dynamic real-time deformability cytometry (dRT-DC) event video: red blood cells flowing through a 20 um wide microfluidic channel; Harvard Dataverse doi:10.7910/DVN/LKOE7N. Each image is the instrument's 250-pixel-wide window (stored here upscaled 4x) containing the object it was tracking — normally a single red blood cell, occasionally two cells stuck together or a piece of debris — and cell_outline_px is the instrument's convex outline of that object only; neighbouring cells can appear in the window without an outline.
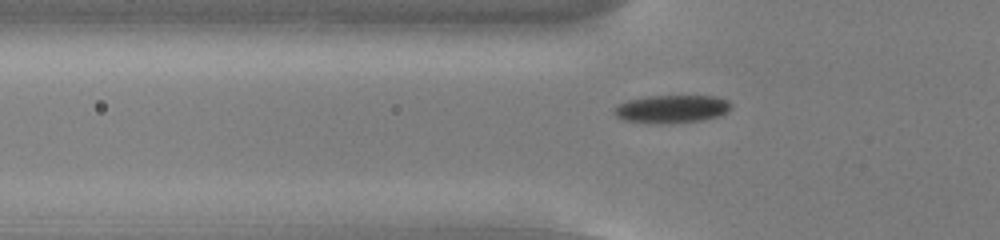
{"species": "common noctule bat (a hibernating species)", "species_latin": "Nyctalus noctula", "temperature_condition": "cold", "stored_images_in_passage": 43, "camera_frame_rate_fps": 3000, "um_per_image_px": 0.085, "animal": {"sex": "male", "body_mass_g": 13.0, "forearm_length_mm": 53.1}, "frame": {"image": 1, "passage_image": 7, "time_ms": 2.0, "image_size_px": [1000, 240], "cell_outline_px": [[732, 108], [728, 112], [720, 116], [700, 120], [660, 124], [656, 124], [624, 120], [616, 116], [612, 112], [620, 104], [628, 100], [648, 96], [716, 96], [728, 100], [732, 104]], "centroid_in_image_um": [57.14, 9.26], "position_along_channel_um": 68.7, "area_um2": 19.07}}
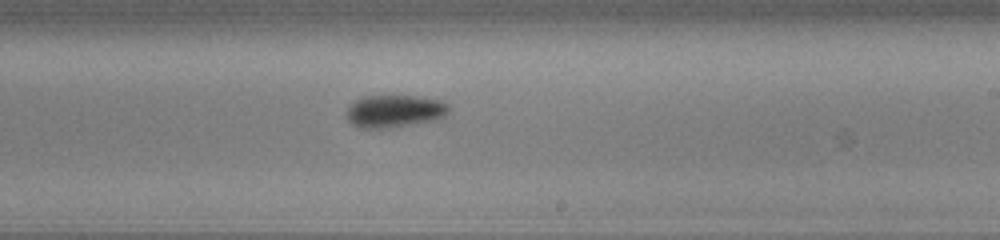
{"frame": {"image": 2, "passage_image": 22, "time_ms": 7.0, "image_size_px": [1000, 240], "cell_outline_px": [[448, 112], [444, 116], [436, 120], [384, 128], [360, 128], [352, 124], [348, 120], [348, 108], [356, 100], [364, 96], [416, 96], [444, 100], [448, 104]], "centroid_in_image_um": [33.57, 9.44], "position_along_channel_um": 255.4, "area_um2": 19.19}}
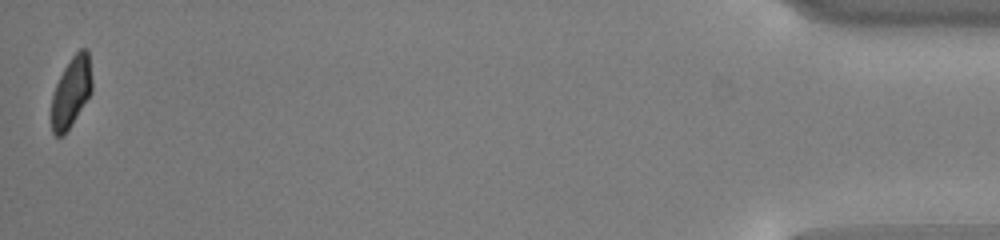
{"frame": {"image": 3, "passage_image": 43, "time_ms": 14.0, "image_size_px": [1000, 240], "cell_outline_px": [[92, 92], [64, 136], [56, 136], [52, 132], [52, 96], [56, 84], [64, 68], [72, 56], [80, 48], [84, 48], [88, 52], [92, 80]], "centroid_in_image_um": [6.06, 7.83], "position_along_channel_um": 429.1, "area_um2": 16.47}, "authors_computed_cell_mechanics": {"area_um2": 18.6116, "velocity_mm_per_s": 3.7658, "shape_relaxation_time_tau1_ms": 2.0196, "shape_relaxation_time_tau2_ms": null, "deformation_change_tau1": 0.0751, "deformation_change_tau2": null}}